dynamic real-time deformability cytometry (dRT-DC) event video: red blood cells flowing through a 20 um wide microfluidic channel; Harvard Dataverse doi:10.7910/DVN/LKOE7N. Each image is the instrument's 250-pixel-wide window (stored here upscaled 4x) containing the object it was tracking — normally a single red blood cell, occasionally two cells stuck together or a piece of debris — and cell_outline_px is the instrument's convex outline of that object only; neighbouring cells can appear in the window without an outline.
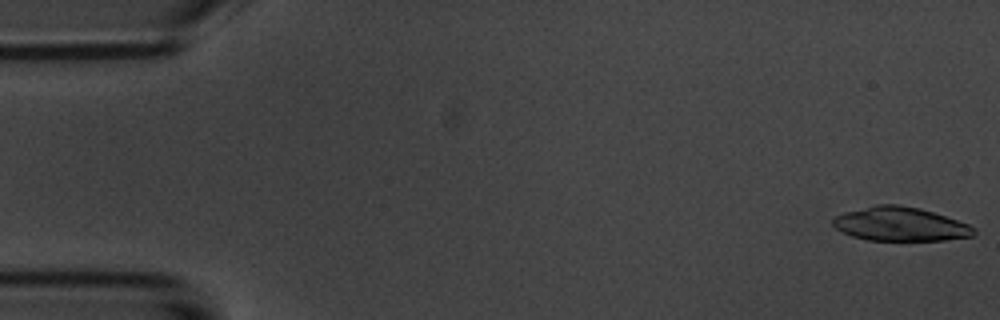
{"species": "common noctule bat (a hibernating species)", "species_latin": "Nyctalus noctula", "temperature_condition": "room temperature", "stored_images_in_passage": 5, "camera_frame_rate_fps": 3000, "um_per_image_px": 0.085, "animal": {"sex": "male", "body_mass_g": 20.1, "forearm_length_mm": 53.5}, "frame": {"image": 1, "passage_image": 1, "time_ms": 0.0, "image_size_px": [1000, 320], "cell_outline_px": [[976, 232], [972, 236], [944, 240], [868, 240], [852, 236], [840, 232], [832, 224], [832, 220], [836, 216], [844, 212], [876, 204], [900, 204], [920, 208], [968, 224], [976, 228]], "centroid_in_image_um": [76.49, 19.04], "position_along_channel_um": 8.5, "area_um2": 27.8}}